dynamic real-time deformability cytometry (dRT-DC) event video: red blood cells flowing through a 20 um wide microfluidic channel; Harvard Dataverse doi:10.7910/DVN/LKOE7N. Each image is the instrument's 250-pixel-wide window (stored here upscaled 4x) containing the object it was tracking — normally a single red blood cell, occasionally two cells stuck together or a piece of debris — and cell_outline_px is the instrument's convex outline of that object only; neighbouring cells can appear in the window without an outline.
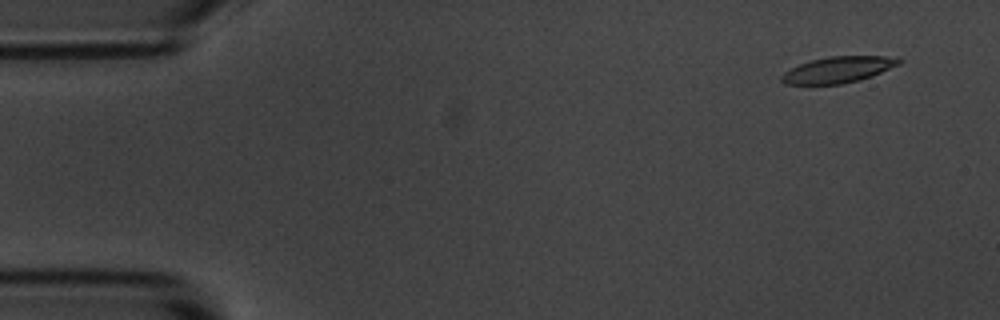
{"species": "common noctule bat (a hibernating species)", "species_latin": "Nyctalus noctula", "temperature_condition": "room temperature", "stored_images_in_passage": 5, "camera_frame_rate_fps": 3000, "um_per_image_px": 0.085, "animal": {"sex": "male", "body_mass_g": 20.1, "forearm_length_mm": 53.5}, "frame": {"image": 1, "passage_image": 2, "time_ms": 1.0, "image_size_px": [1000, 320], "cell_outline_px": [[904, 60], [900, 64], [872, 76], [860, 80], [840, 84], [784, 84], [780, 80], [780, 76], [784, 72], [800, 64], [812, 60], [828, 56], [884, 56]], "centroid_in_image_um": [71.23, 5.93], "position_along_channel_um": 13.8, "area_um2": 17.8}}
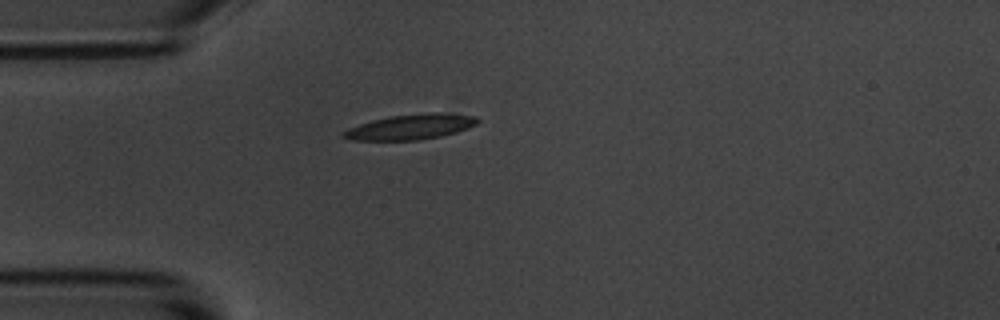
{"frame": {"image": 2, "passage_image": 5, "time_ms": 4.667, "image_size_px": [1000, 320], "cell_outline_px": [[480, 120], [476, 124], [468, 128], [456, 132], [440, 136], [420, 140], [352, 140], [340, 136], [340, 132], [360, 124], [372, 120], [388, 116], [428, 112], [436, 112], [476, 116]], "centroid_in_image_um": [34.89, 10.78], "position_along_channel_um": 50.1, "area_um2": 19.77}}